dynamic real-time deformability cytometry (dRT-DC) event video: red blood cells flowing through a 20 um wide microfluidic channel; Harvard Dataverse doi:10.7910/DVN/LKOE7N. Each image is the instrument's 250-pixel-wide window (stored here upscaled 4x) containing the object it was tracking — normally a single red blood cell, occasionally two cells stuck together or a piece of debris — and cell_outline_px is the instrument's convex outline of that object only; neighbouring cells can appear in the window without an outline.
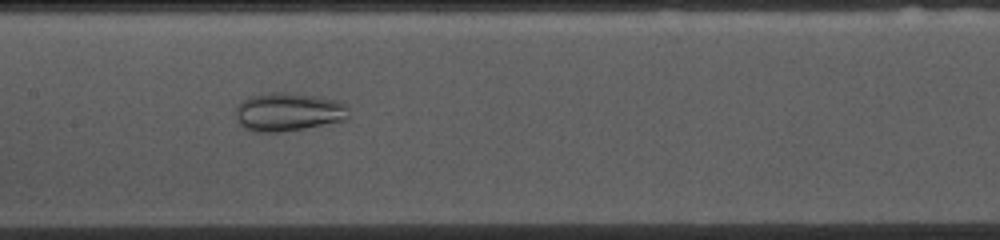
{"species": "common noctule bat (a hibernating species)", "species_latin": "Nyctalus noctula", "temperature_condition": "cold", "stored_images_in_passage": 52, "camera_frame_rate_fps": 3000, "um_per_image_px": 0.085, "animal": {"sex": "female", "body_mass_g": 10.0, "forearm_length_mm": 53.1}, "frame": {"image": 1, "passage_image": 23, "time_ms": 7.333, "image_size_px": [1000, 240], "cell_outline_px": [[348, 116], [344, 120], [304, 128], [280, 132], [252, 132], [244, 128], [240, 124], [236, 116], [236, 104], [248, 96], [268, 92], [288, 92], [316, 96], [336, 100], [348, 104]], "centroid_in_image_um": [24.47, 9.5], "position_along_channel_um": 182.9, "area_um2": 25.55}}
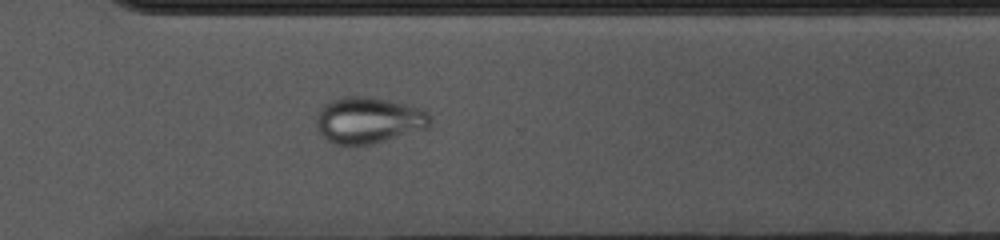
{"frame": {"image": 2, "passage_image": 36, "time_ms": 11.667, "image_size_px": [1000, 240], "cell_outline_px": [[432, 124], [428, 128], [372, 144], [336, 144], [324, 140], [316, 124], [316, 116], [320, 108], [324, 104], [332, 100], [344, 96], [372, 96], [404, 104], [428, 112], [432, 120]], "centroid_in_image_um": [31.31, 10.21], "position_along_channel_um": 339.3, "area_um2": 30.75}}
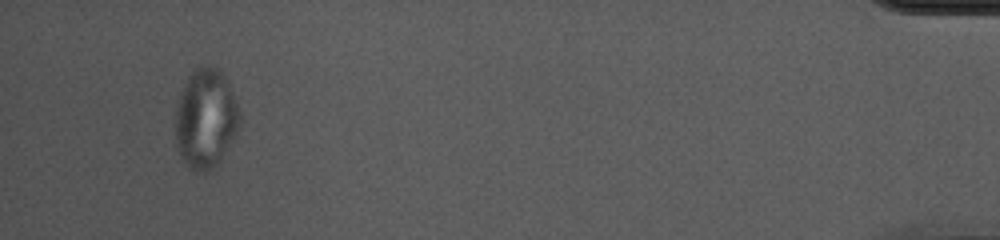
{"frame": {"image": 3, "passage_image": 49, "time_ms": 16.0, "image_size_px": [1000, 240], "cell_outline_px": [[240, 128], [220, 160], [208, 172], [196, 172], [184, 160], [176, 144], [176, 112], [180, 96], [188, 76], [200, 64], [208, 64], [216, 68], [228, 80], [240, 108]], "centroid_in_image_um": [17.53, 10.05], "position_along_channel_um": 417.7, "area_um2": 37.17}}